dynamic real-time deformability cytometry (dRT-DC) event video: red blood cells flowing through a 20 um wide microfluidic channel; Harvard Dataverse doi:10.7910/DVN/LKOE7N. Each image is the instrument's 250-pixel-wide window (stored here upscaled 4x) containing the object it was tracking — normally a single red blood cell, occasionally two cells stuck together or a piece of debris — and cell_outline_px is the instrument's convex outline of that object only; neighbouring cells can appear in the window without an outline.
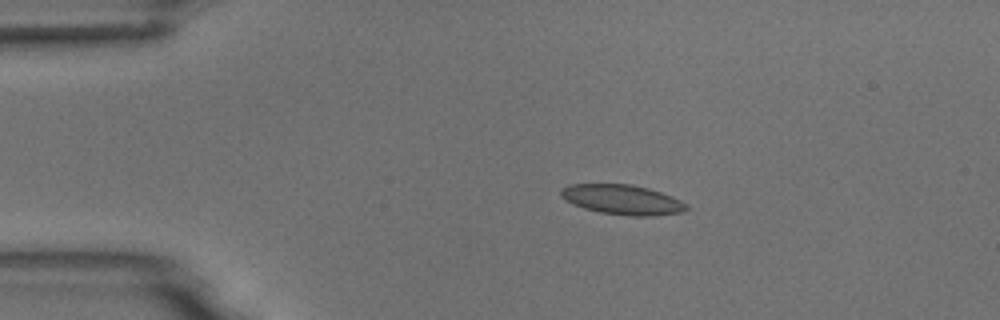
{"species": "common noctule bat (a hibernating species)", "species_latin": "Nyctalus noctula", "temperature_condition": "room temperature", "stored_images_in_passage": 4, "camera_frame_rate_fps": 3000, "um_per_image_px": 0.085, "animal": {"sex": "male", "body_mass_g": 18.8}, "frame": {"image": 1, "passage_image": 2, "time_ms": 2.0, "image_size_px": [1000, 320], "cell_outline_px": [[688, 208], [684, 212], [652, 216], [632, 216], [600, 212], [584, 208], [572, 204], [564, 200], [560, 196], [560, 188], [568, 184], [632, 184], [648, 188], [672, 196], [688, 204]], "centroid_in_image_um": [52.88, 16.96], "position_along_channel_um": 32.1, "area_um2": 22.02}}
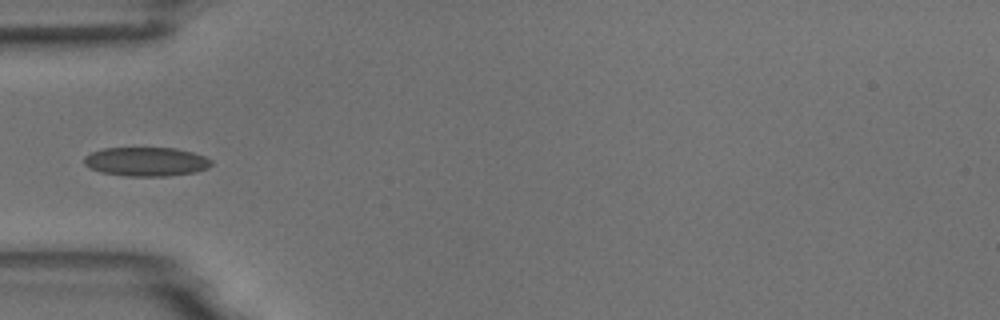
{"frame": {"image": 2, "passage_image": 4, "time_ms": 4.333, "image_size_px": [1000, 320], "cell_outline_px": [[212, 164], [208, 168], [196, 172], [168, 176], [124, 176], [100, 172], [88, 168], [84, 164], [84, 156], [92, 152], [104, 148], [176, 148], [192, 152], [204, 156], [212, 160]], "centroid_in_image_um": [12.42, 13.75], "position_along_channel_um": 72.6, "area_um2": 21.68}}